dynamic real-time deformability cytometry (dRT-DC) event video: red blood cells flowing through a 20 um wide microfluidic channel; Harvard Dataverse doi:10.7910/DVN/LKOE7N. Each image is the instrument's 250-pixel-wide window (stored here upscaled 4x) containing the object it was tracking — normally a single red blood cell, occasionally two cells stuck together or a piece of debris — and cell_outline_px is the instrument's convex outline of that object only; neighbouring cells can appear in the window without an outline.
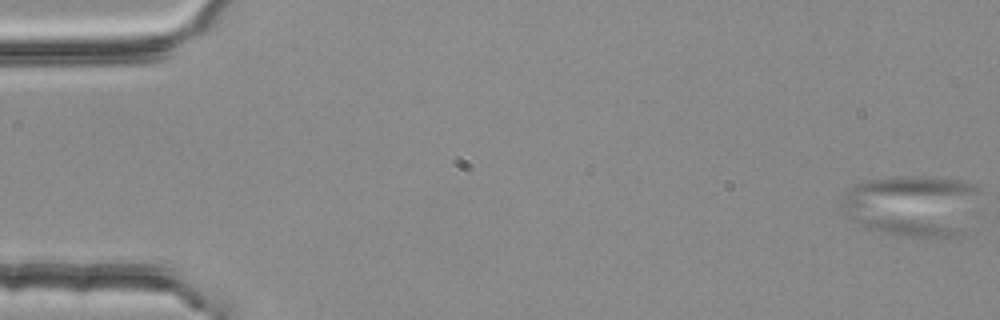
{"species": "common noctule bat (a hibernating species)", "species_latin": "Nyctalus noctula", "temperature_condition": "room temperature", "stored_images_in_passage": 6, "camera_frame_rate_fps": 3000, "um_per_image_px": 0.085, "animal": {"sex": "female", "body_mass_g": 25.1}, "frame": {"image": 1, "passage_image": 1, "time_ms": 0.0, "image_size_px": [1000, 320], "cell_outline_px": [[984, 192], [964, 236], [908, 236], [884, 232], [868, 228], [852, 220], [840, 208], [840, 196], [856, 184], [864, 180], [892, 176], [936, 176], [960, 180], [972, 184], [980, 188]], "centroid_in_image_um": [77.61, 17.44], "position_along_channel_um": 7.4, "area_um2": 50.69}}